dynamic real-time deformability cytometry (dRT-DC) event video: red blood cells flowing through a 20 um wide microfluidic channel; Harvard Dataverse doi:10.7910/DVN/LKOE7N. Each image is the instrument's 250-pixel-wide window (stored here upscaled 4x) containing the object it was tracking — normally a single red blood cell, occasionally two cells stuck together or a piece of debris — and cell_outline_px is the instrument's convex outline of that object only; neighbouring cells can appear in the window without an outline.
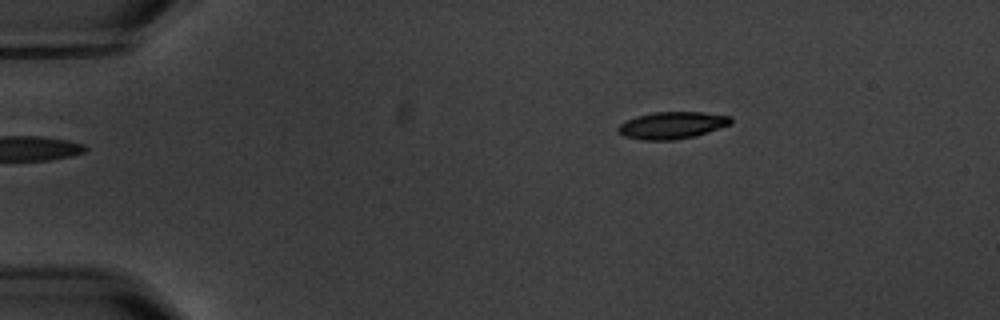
{"species": "common noctule bat (a hibernating species)", "species_latin": "Nyctalus noctula", "temperature_condition": "warm", "stored_images_in_passage": 2, "camera_frame_rate_fps": 3000, "um_per_image_px": 0.085, "animal": {"sex": "male", "body_mass_g": 20.1, "forearm_length_mm": 53.5}, "frame": {"image": 1, "passage_image": 2, "time_ms": 1.333, "image_size_px": [1000, 320], "cell_outline_px": [[732, 124], [696, 136], [672, 140], [644, 140], [624, 136], [616, 128], [624, 120], [636, 116], [656, 112], [700, 112], [732, 116]], "centroid_in_image_um": [57.14, 10.64], "position_along_channel_um": 27.9, "area_um2": 17.8}}